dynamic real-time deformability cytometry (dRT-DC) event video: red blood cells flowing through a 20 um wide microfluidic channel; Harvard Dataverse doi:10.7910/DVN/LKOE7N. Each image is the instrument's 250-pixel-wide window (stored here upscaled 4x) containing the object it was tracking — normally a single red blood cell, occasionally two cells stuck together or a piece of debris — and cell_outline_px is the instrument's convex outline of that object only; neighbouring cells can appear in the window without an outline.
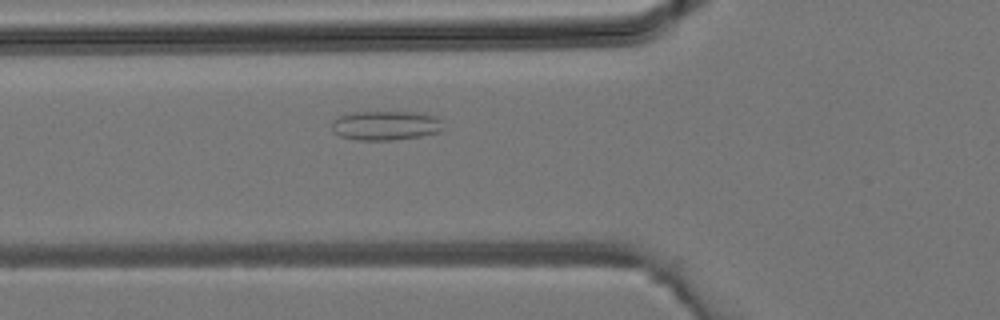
{"species": "common noctule bat (a hibernating species)", "species_latin": "Nyctalus noctula", "temperature_condition": "room temperature", "stored_images_in_passage": 29, "camera_frame_rate_fps": 3000, "um_per_image_px": 0.085, "animal": {"sex": "male", "body_mass_g": 19.2, "forearm_length_mm": 51.8}, "frame": {"image": 1, "passage_image": 4, "time_ms": 1.0, "image_size_px": [1000, 320], "cell_outline_px": [[444, 128], [440, 132], [420, 136], [392, 140], [356, 140], [340, 136], [332, 132], [332, 120], [348, 112], [416, 112], [436, 116], [444, 120]], "centroid_in_image_um": [32.8, 10.66], "position_along_channel_um": 93.0, "area_um2": 19.42}}
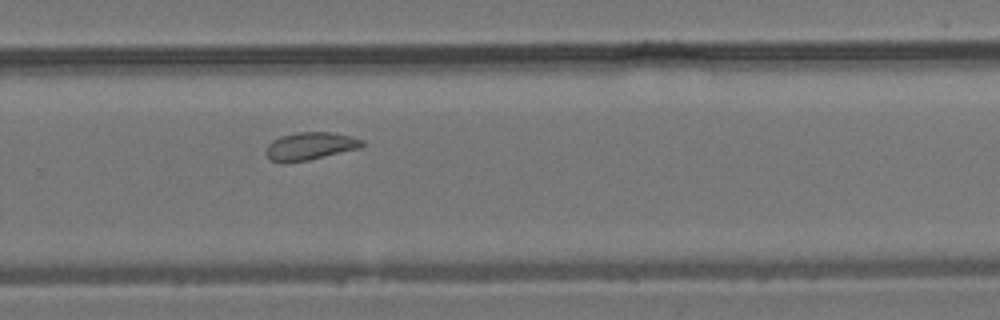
{"frame": {"image": 2, "passage_image": 16, "time_ms": 5.0, "image_size_px": [1000, 320], "cell_outline_px": [[364, 144], [360, 148], [308, 160], [284, 164], [272, 160], [264, 152], [268, 144], [272, 140], [280, 136], [296, 132], [332, 132], [352, 136], [364, 140]], "centroid_in_image_um": [26.34, 12.42], "position_along_channel_um": 303.5, "area_um2": 15.72}}
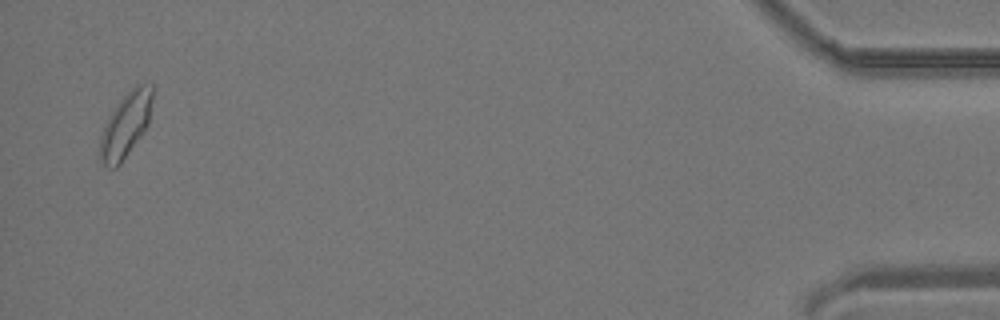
{"frame": {"image": 3, "passage_image": 28, "time_ms": 9.0, "image_size_px": [1000, 320], "cell_outline_px": [[152, 100], [148, 124], [140, 136], [120, 164], [116, 168], [108, 168], [100, 160], [100, 140], [104, 128], [112, 112], [120, 100], [136, 84], [152, 84]], "centroid_in_image_um": [10.69, 10.63], "position_along_channel_um": 424.5, "area_um2": 19.13}}